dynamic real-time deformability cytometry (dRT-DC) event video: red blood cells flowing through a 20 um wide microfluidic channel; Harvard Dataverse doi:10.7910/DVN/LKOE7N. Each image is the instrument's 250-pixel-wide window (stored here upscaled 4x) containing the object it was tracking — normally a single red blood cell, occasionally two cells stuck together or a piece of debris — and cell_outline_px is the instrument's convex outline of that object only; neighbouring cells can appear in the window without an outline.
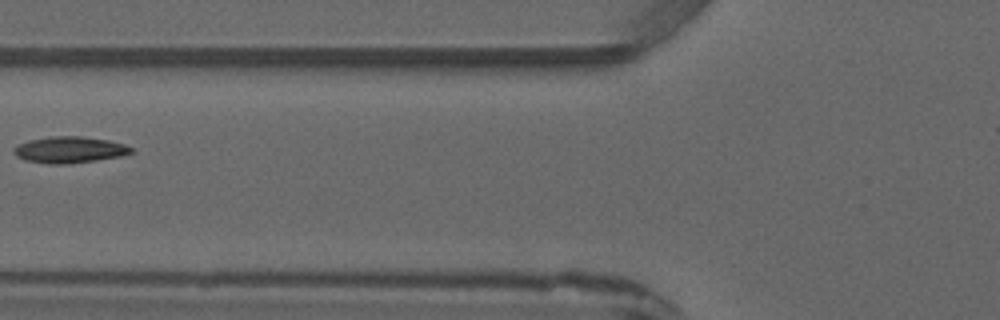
{"species": "common noctule bat (a hibernating species)", "species_latin": "Nyctalus noctula", "temperature_condition": "warm", "stored_images_in_passage": 6, "camera_frame_rate_fps": 3000, "um_per_image_px": 0.085, "animal": {"sex": "male", "forearm_length_mm": 52.5}, "frame": {"image": 1, "passage_image": 6, "time_ms": 5.667, "image_size_px": [1000, 320], "cell_outline_px": [[132, 152], [120, 156], [96, 160], [64, 164], [48, 164], [24, 160], [16, 156], [12, 152], [12, 148], [28, 140], [48, 136], [84, 136], [108, 140], [124, 144], [132, 148]], "centroid_in_image_um": [5.85, 12.72], "position_along_channel_um": 119.9, "area_um2": 18.09}}